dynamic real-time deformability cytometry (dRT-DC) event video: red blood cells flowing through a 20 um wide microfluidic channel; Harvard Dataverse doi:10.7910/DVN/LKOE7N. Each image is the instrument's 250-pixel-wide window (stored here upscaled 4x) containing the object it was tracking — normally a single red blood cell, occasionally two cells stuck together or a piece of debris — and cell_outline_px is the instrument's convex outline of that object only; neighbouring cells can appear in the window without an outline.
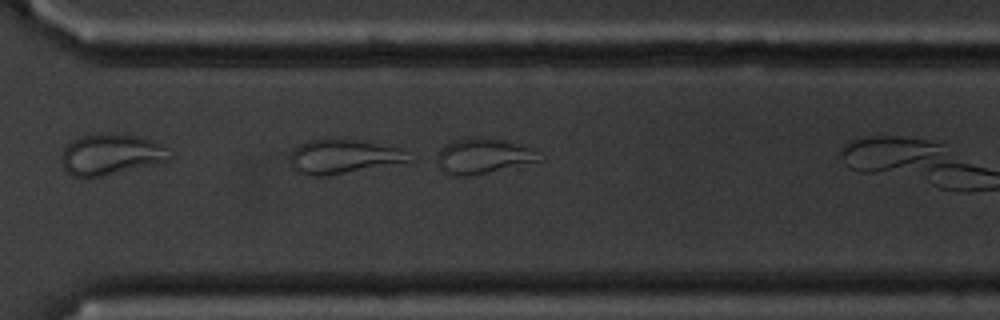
{"species": "common noctule bat (a hibernating species)", "species_latin": "Nyctalus noctula", "temperature_condition": "cold", "stored_images_in_passage": 23, "camera_frame_rate_fps": 3000, "um_per_image_px": 0.085, "animal": {"sex": "male", "body_mass_g": 20.1, "forearm_length_mm": 53.5}, "frame": {"image": 1, "passage_image": 23, "time_ms": 7.333, "image_size_px": [1000, 320], "cell_outline_px": [[544, 160], [468, 176], [456, 176], [448, 172], [436, 160], [440, 148], [456, 140], [496, 140], [532, 148]], "centroid_in_image_um": [41.1, 13.31], "position_along_channel_um": 329.5, "area_um2": 19.59}}